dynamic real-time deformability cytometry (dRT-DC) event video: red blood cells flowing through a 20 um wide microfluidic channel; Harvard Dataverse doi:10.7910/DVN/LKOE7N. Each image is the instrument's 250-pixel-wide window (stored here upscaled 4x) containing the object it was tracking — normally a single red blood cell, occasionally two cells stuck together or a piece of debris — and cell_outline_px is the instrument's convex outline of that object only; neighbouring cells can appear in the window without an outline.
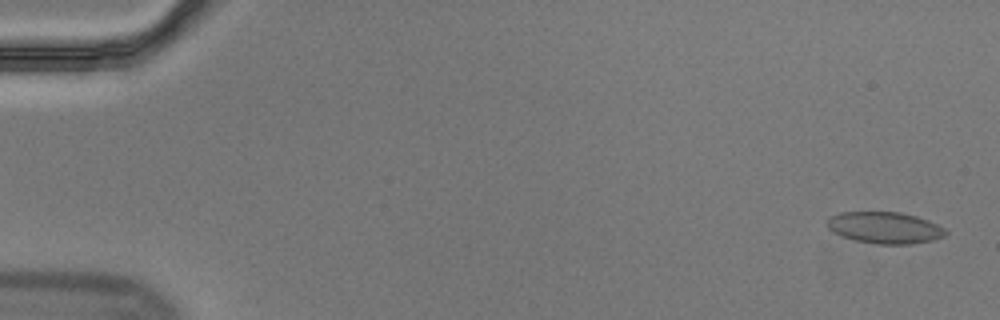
{"species": "Egyptian fruit bat (a non-hibernating species)", "species_latin": "Rousettus aegyptiacus", "temperature_condition": "cold", "stored_images_in_passage": 57, "camera_frame_rate_fps": 3000, "um_per_image_px": 0.085, "animal": {"sex": "male"}, "frame": {"image": 1, "passage_image": 2, "time_ms": 0.333, "image_size_px": [1000, 320], "cell_outline_px": [[948, 232], [944, 236], [932, 240], [912, 244], [880, 244], [856, 240], [844, 236], [828, 228], [828, 220], [832, 216], [840, 212], [900, 212], [916, 216], [928, 220], [944, 228]], "centroid_in_image_um": [75.25, 19.35], "position_along_channel_um": 9.7, "area_um2": 21.44}}
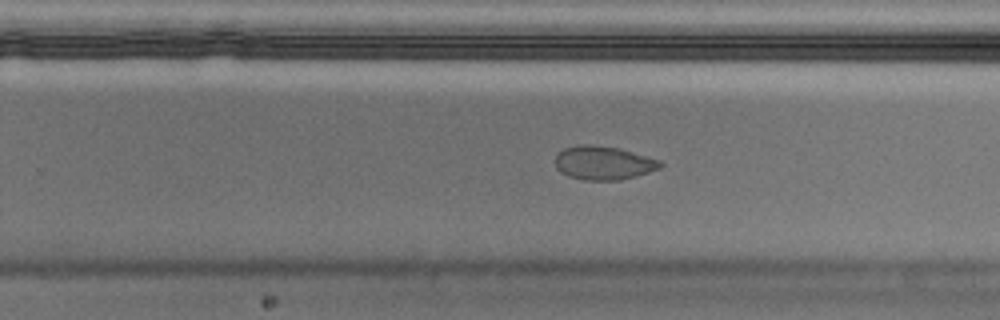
{"frame": {"image": 2, "passage_image": 37, "time_ms": 12.0, "image_size_px": [1000, 320], "cell_outline_px": [[664, 164], [660, 168], [636, 176], [620, 180], [584, 180], [568, 176], [560, 172], [556, 168], [556, 156], [564, 148], [576, 144], [588, 144], [620, 148], [660, 160]], "centroid_in_image_um": [51.29, 13.84], "position_along_channel_um": 278.5, "area_um2": 20.69}}
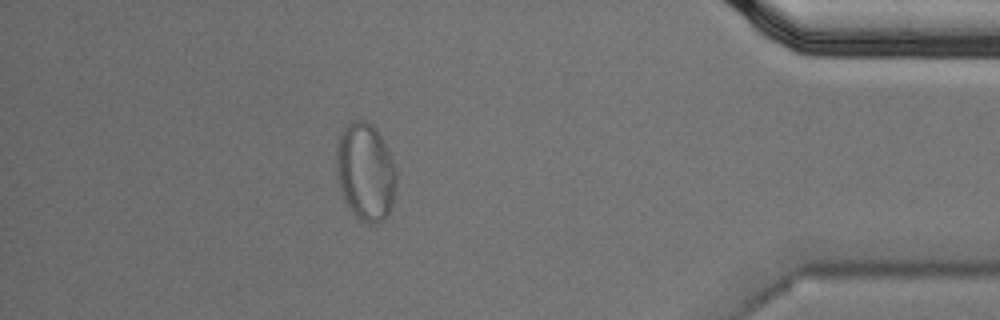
{"frame": {"image": 3, "passage_image": 51, "time_ms": 16.667, "image_size_px": [1000, 320], "cell_outline_px": [[396, 184], [392, 204], [388, 216], [384, 220], [372, 224], [356, 216], [352, 212], [344, 200], [336, 176], [336, 148], [340, 132], [352, 120], [364, 120], [372, 124], [376, 128], [388, 148], [396, 168]], "centroid_in_image_um": [31.06, 14.58], "position_along_channel_um": 404.1, "area_um2": 34.45}, "authors_computed_cell_mechanics": {"area_um2": 21.4438, "velocity_mm_per_s": 3.4993, "shape_relaxation_time_tau1_ms": null, "shape_relaxation_time_tau2_ms": 2.119, "deformation_change_tau1": null, "deformation_change_tau2": 0.0478}}